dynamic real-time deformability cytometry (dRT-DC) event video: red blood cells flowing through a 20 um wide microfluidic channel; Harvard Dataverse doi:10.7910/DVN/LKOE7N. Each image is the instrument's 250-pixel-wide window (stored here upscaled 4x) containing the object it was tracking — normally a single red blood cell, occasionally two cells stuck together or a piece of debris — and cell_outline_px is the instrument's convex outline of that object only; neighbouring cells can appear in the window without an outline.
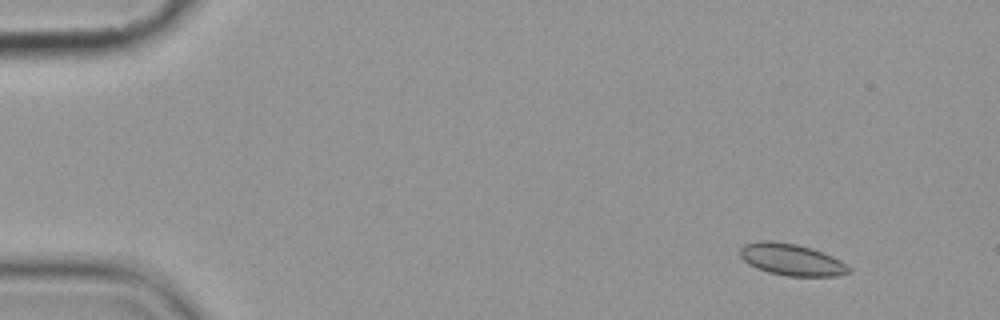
{"species": "common noctule bat (a hibernating species)", "species_latin": "Nyctalus noctula", "temperature_condition": "cold", "stored_images_in_passage": 6, "camera_frame_rate_fps": 3000, "um_per_image_px": 0.085, "animal": {"sex": "female", "body_mass_g": 19.9}, "frame": {"image": 1, "passage_image": 2, "time_ms": 1.0, "image_size_px": [1000, 320], "cell_outline_px": [[852, 272], [836, 276], [788, 276], [768, 272], [756, 268], [748, 264], [740, 256], [740, 248], [744, 244], [796, 244], [812, 248], [832, 256], [840, 260], [852, 268]], "centroid_in_image_um": [67.38, 22.13], "position_along_channel_um": 17.6, "area_um2": 19.36}}
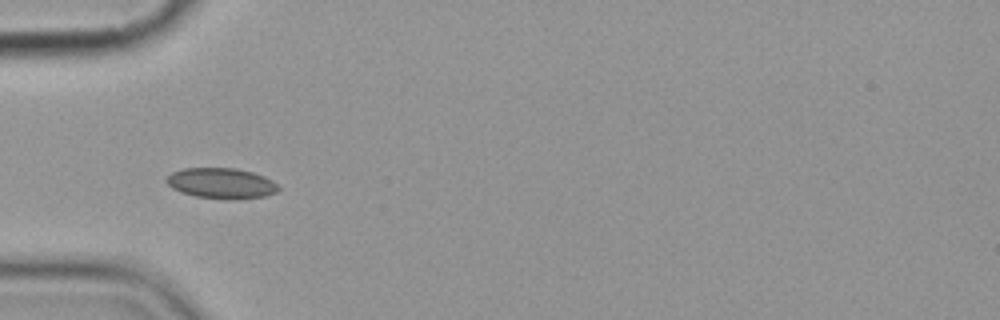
{"frame": {"image": 2, "passage_image": 5, "time_ms": 5.333, "image_size_px": [1000, 320], "cell_outline_px": [[280, 188], [276, 192], [264, 196], [236, 200], [228, 200], [196, 196], [180, 192], [172, 188], [164, 180], [172, 172], [184, 168], [236, 168], [252, 172], [264, 176], [272, 180]], "centroid_in_image_um": [18.81, 15.58], "position_along_channel_um": 66.2, "area_um2": 20.06}}
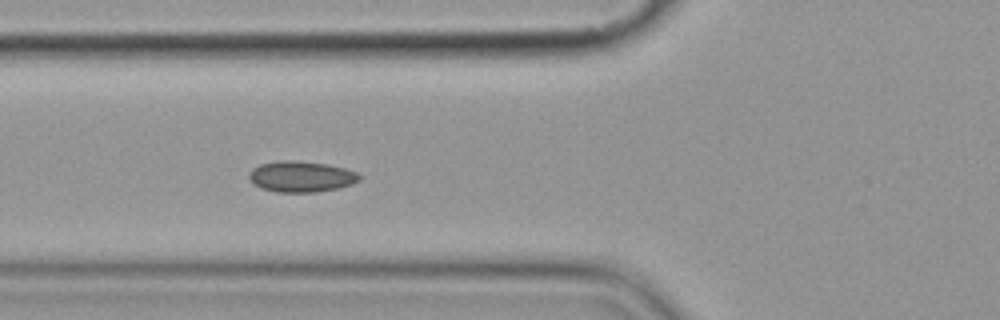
{"frame": {"image": 3, "passage_image": 6, "time_ms": 6.333, "image_size_px": [1000, 320], "cell_outline_px": [[360, 180], [352, 184], [340, 188], [316, 192], [276, 192], [260, 188], [252, 184], [248, 176], [248, 172], [252, 168], [260, 164], [280, 160], [292, 160], [328, 164], [344, 168], [356, 172], [360, 176]], "centroid_in_image_um": [25.56, 15.01], "position_along_channel_um": 100.2, "area_um2": 20.11}}